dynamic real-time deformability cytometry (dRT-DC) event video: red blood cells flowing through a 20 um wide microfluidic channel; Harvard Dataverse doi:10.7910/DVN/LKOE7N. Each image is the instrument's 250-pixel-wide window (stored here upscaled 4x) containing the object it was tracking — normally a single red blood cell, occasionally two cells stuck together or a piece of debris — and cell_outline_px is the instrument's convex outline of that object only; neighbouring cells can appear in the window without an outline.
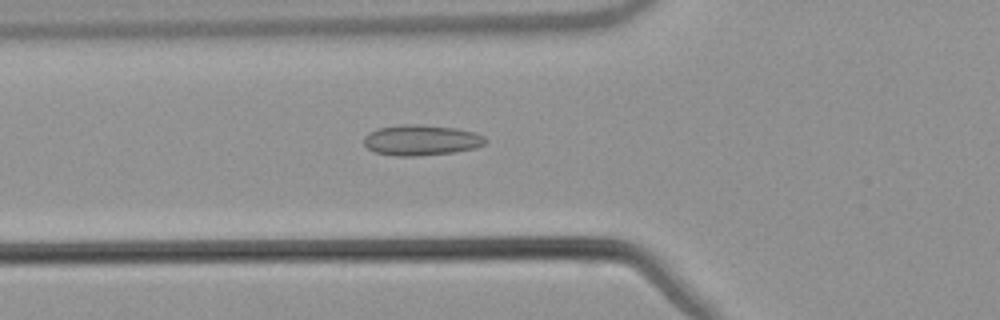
{"species": "common noctule bat (a hibernating species)", "species_latin": "Nyctalus noctula", "temperature_condition": "warm", "stored_images_in_passage": 52, "camera_frame_rate_fps": 3000, "um_per_image_px": 0.085, "animal": {"sex": "male", "body_mass_g": 21.5, "forearm_length_mm": 52.0}, "frame": {"image": 1, "passage_image": 18, "time_ms": 5.667, "image_size_px": [1000, 320], "cell_outline_px": [[488, 140], [484, 144], [476, 148], [452, 152], [416, 156], [396, 156], [376, 152], [368, 148], [364, 144], [364, 136], [368, 132], [376, 128], [400, 124], [420, 124], [456, 128], [476, 132], [484, 136]], "centroid_in_image_um": [35.8, 11.89], "position_along_channel_um": 90.0, "area_um2": 21.85}}
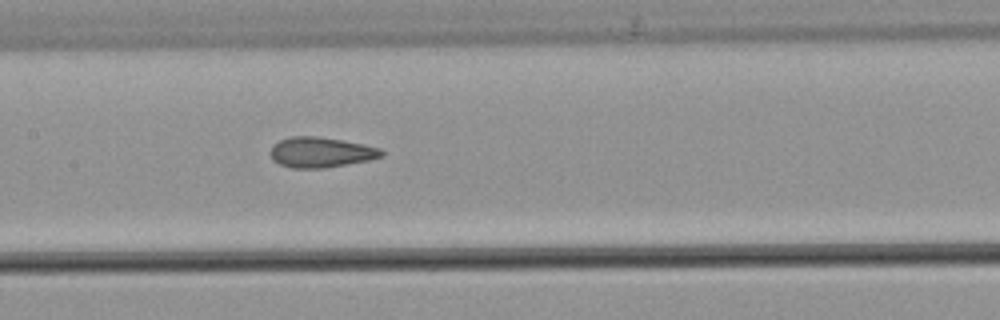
{"frame": {"image": 2, "passage_image": 25, "time_ms": 8.0, "image_size_px": [1000, 320], "cell_outline_px": [[384, 156], [368, 160], [324, 168], [292, 168], [280, 164], [272, 160], [268, 152], [272, 144], [288, 136], [316, 136], [340, 140], [380, 148], [384, 152]], "centroid_in_image_um": [27.2, 12.94], "position_along_channel_um": 180.2, "area_um2": 19.65}}
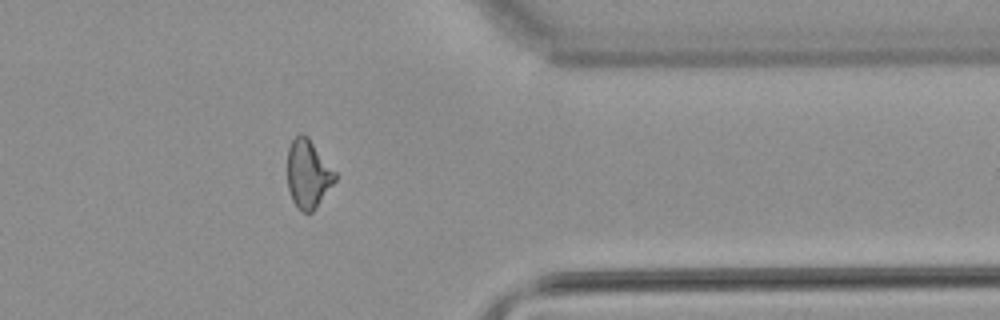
{"frame": {"image": 3, "passage_image": 42, "time_ms": 13.667, "image_size_px": [1000, 320], "cell_outline_px": [[336, 180], [312, 212], [300, 212], [296, 208], [292, 200], [288, 188], [288, 148], [292, 140], [300, 132], [304, 132], [308, 136], [336, 172]], "centroid_in_image_um": [26.18, 14.77], "position_along_channel_um": 385.2, "area_um2": 19.07}, "authors_computed_cell_mechanics": {"area_um2": 19.7676, "velocity_mm_per_s": 3.8373, "shape_relaxation_time_tau1_ms": null, "shape_relaxation_time_tau2_ms": 1.7654, "deformation_change_tau1": null, "deformation_change_tau2": 0.0971}}